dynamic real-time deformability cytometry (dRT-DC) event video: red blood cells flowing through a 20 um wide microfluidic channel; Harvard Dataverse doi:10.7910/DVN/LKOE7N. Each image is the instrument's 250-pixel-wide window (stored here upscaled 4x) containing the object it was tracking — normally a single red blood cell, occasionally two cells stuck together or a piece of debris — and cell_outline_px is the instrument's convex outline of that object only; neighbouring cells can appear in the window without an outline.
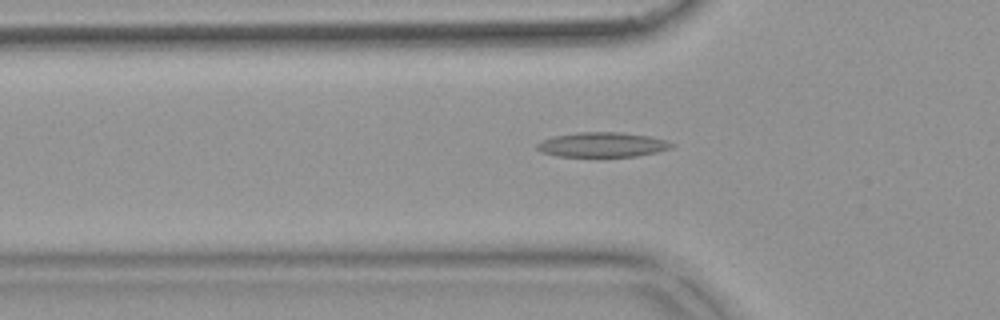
{"species": "common noctule bat (a hibernating species)", "species_latin": "Nyctalus noctula", "temperature_condition": "warm", "stored_images_in_passage": 43, "camera_frame_rate_fps": 3000, "um_per_image_px": 0.085, "animal": {"sex": "female", "body_mass_g": 18.4}, "frame": {"image": 1, "passage_image": 7, "time_ms": 2.0, "image_size_px": [1000, 320], "cell_outline_px": [[676, 144], [672, 148], [656, 152], [636, 156], [556, 156], [540, 152], [536, 148], [536, 144], [552, 136], [580, 132], [620, 132], [648, 136], [664, 140]], "centroid_in_image_um": [51.18, 12.3], "position_along_channel_um": 74.6, "area_um2": 19.31}}
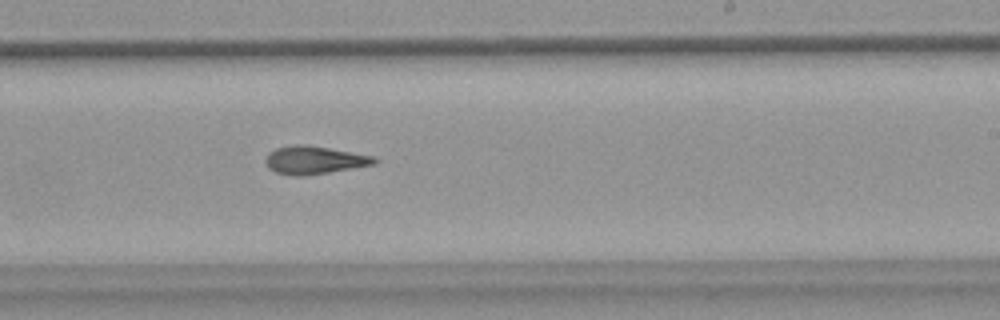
{"frame": {"image": 2, "passage_image": 22, "time_ms": 7.0, "image_size_px": [1000, 320], "cell_outline_px": [[380, 160], [376, 164], [328, 172], [300, 176], [276, 172], [268, 168], [264, 160], [268, 152], [276, 148], [296, 144], [304, 144], [376, 156]], "centroid_in_image_um": [26.73, 13.59], "position_along_channel_um": 262.3, "area_um2": 17.69}}
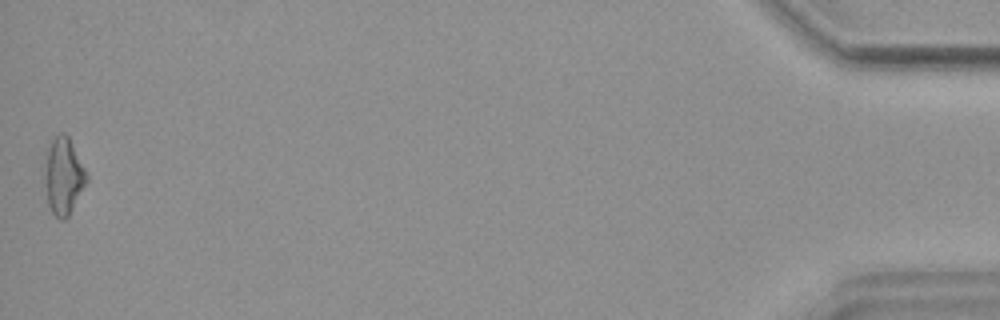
{"frame": {"image": 3, "passage_image": 43, "time_ms": 14.0, "image_size_px": [1000, 320], "cell_outline_px": [[88, 180], [68, 216], [64, 220], [60, 220], [52, 212], [48, 204], [44, 184], [44, 152], [52, 140], [60, 132], [64, 132], [68, 136], [88, 176]], "centroid_in_image_um": [5.35, 14.95], "position_along_channel_um": 429.8, "area_um2": 18.84}, "authors_computed_cell_mechanics": {"area_um2": 17.5712, "velocity_mm_per_s": 3.748, "shape_relaxation_time_tau1_ms": null, "shape_relaxation_time_tau2_ms": 5.1776, "deformation_change_tau1": null, "deformation_change_tau2": 0.1496}}